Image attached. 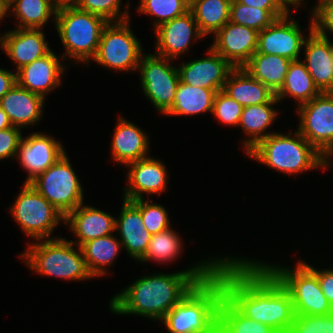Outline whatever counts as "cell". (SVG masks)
<instances>
[{"label":"cell","mask_w":333,"mask_h":333,"mask_svg":"<svg viewBox=\"0 0 333 333\" xmlns=\"http://www.w3.org/2000/svg\"><path fill=\"white\" fill-rule=\"evenodd\" d=\"M213 273L224 296L244 316L288 333L296 316L291 295L261 261L220 257Z\"/></svg>","instance_id":"cell-1"},{"label":"cell","mask_w":333,"mask_h":333,"mask_svg":"<svg viewBox=\"0 0 333 333\" xmlns=\"http://www.w3.org/2000/svg\"><path fill=\"white\" fill-rule=\"evenodd\" d=\"M218 261L206 259L184 271L142 276L114 295L109 308L117 315L132 314L160 322L198 282L213 273Z\"/></svg>","instance_id":"cell-2"},{"label":"cell","mask_w":333,"mask_h":333,"mask_svg":"<svg viewBox=\"0 0 333 333\" xmlns=\"http://www.w3.org/2000/svg\"><path fill=\"white\" fill-rule=\"evenodd\" d=\"M223 296L222 282L212 273L198 282L162 323L169 333H217L218 306Z\"/></svg>","instance_id":"cell-3"},{"label":"cell","mask_w":333,"mask_h":333,"mask_svg":"<svg viewBox=\"0 0 333 333\" xmlns=\"http://www.w3.org/2000/svg\"><path fill=\"white\" fill-rule=\"evenodd\" d=\"M246 154L255 161L288 175L322 168V154L298 130L287 135L272 133Z\"/></svg>","instance_id":"cell-4"},{"label":"cell","mask_w":333,"mask_h":333,"mask_svg":"<svg viewBox=\"0 0 333 333\" xmlns=\"http://www.w3.org/2000/svg\"><path fill=\"white\" fill-rule=\"evenodd\" d=\"M74 245L66 238L41 239L28 243L20 257L37 274L70 281L93 278L81 248L78 246L76 251Z\"/></svg>","instance_id":"cell-5"},{"label":"cell","mask_w":333,"mask_h":333,"mask_svg":"<svg viewBox=\"0 0 333 333\" xmlns=\"http://www.w3.org/2000/svg\"><path fill=\"white\" fill-rule=\"evenodd\" d=\"M54 20L65 48L60 59L70 57L76 62L89 64L96 55L102 32L109 22L77 6L58 8Z\"/></svg>","instance_id":"cell-6"},{"label":"cell","mask_w":333,"mask_h":333,"mask_svg":"<svg viewBox=\"0 0 333 333\" xmlns=\"http://www.w3.org/2000/svg\"><path fill=\"white\" fill-rule=\"evenodd\" d=\"M288 290L295 315H327L333 307L323 294L316 274L299 261L295 268L261 262Z\"/></svg>","instance_id":"cell-7"},{"label":"cell","mask_w":333,"mask_h":333,"mask_svg":"<svg viewBox=\"0 0 333 333\" xmlns=\"http://www.w3.org/2000/svg\"><path fill=\"white\" fill-rule=\"evenodd\" d=\"M65 153L30 184L64 217L84 203L83 188Z\"/></svg>","instance_id":"cell-8"},{"label":"cell","mask_w":333,"mask_h":333,"mask_svg":"<svg viewBox=\"0 0 333 333\" xmlns=\"http://www.w3.org/2000/svg\"><path fill=\"white\" fill-rule=\"evenodd\" d=\"M14 220L28 238L51 239V234L65 217L30 183H24L10 207Z\"/></svg>","instance_id":"cell-9"},{"label":"cell","mask_w":333,"mask_h":333,"mask_svg":"<svg viewBox=\"0 0 333 333\" xmlns=\"http://www.w3.org/2000/svg\"><path fill=\"white\" fill-rule=\"evenodd\" d=\"M130 20L109 22L104 28L96 55L92 59L107 69L137 71L142 45L130 28Z\"/></svg>","instance_id":"cell-10"},{"label":"cell","mask_w":333,"mask_h":333,"mask_svg":"<svg viewBox=\"0 0 333 333\" xmlns=\"http://www.w3.org/2000/svg\"><path fill=\"white\" fill-rule=\"evenodd\" d=\"M172 59L151 53L141 56L138 72H140L141 88L144 95L161 114H166L172 107L180 82L178 67L173 66Z\"/></svg>","instance_id":"cell-11"},{"label":"cell","mask_w":333,"mask_h":333,"mask_svg":"<svg viewBox=\"0 0 333 333\" xmlns=\"http://www.w3.org/2000/svg\"><path fill=\"white\" fill-rule=\"evenodd\" d=\"M299 133L320 153L333 145V94L321 92L297 108Z\"/></svg>","instance_id":"cell-12"},{"label":"cell","mask_w":333,"mask_h":333,"mask_svg":"<svg viewBox=\"0 0 333 333\" xmlns=\"http://www.w3.org/2000/svg\"><path fill=\"white\" fill-rule=\"evenodd\" d=\"M287 13L258 33L257 52L299 60L305 39L298 22ZM290 18V19H289Z\"/></svg>","instance_id":"cell-13"},{"label":"cell","mask_w":333,"mask_h":333,"mask_svg":"<svg viewBox=\"0 0 333 333\" xmlns=\"http://www.w3.org/2000/svg\"><path fill=\"white\" fill-rule=\"evenodd\" d=\"M65 151L60 141L44 133H31L23 137L16 158L28 173L24 183H30L55 164Z\"/></svg>","instance_id":"cell-14"},{"label":"cell","mask_w":333,"mask_h":333,"mask_svg":"<svg viewBox=\"0 0 333 333\" xmlns=\"http://www.w3.org/2000/svg\"><path fill=\"white\" fill-rule=\"evenodd\" d=\"M258 33L229 21L214 34L211 48L233 67H243L257 51Z\"/></svg>","instance_id":"cell-15"},{"label":"cell","mask_w":333,"mask_h":333,"mask_svg":"<svg viewBox=\"0 0 333 333\" xmlns=\"http://www.w3.org/2000/svg\"><path fill=\"white\" fill-rule=\"evenodd\" d=\"M155 35L156 55L172 60L188 51L192 40L204 37L190 10L160 24L155 28Z\"/></svg>","instance_id":"cell-16"},{"label":"cell","mask_w":333,"mask_h":333,"mask_svg":"<svg viewBox=\"0 0 333 333\" xmlns=\"http://www.w3.org/2000/svg\"><path fill=\"white\" fill-rule=\"evenodd\" d=\"M207 57L187 61L177 66L182 83L205 89L223 90L227 77L234 68L209 47Z\"/></svg>","instance_id":"cell-17"},{"label":"cell","mask_w":333,"mask_h":333,"mask_svg":"<svg viewBox=\"0 0 333 333\" xmlns=\"http://www.w3.org/2000/svg\"><path fill=\"white\" fill-rule=\"evenodd\" d=\"M128 185L124 189L126 200L143 199L145 193L159 194L166 190L168 183L167 167L151 156L126 165Z\"/></svg>","instance_id":"cell-18"},{"label":"cell","mask_w":333,"mask_h":333,"mask_svg":"<svg viewBox=\"0 0 333 333\" xmlns=\"http://www.w3.org/2000/svg\"><path fill=\"white\" fill-rule=\"evenodd\" d=\"M65 67L52 50L17 70L16 83L45 99L46 95L61 86Z\"/></svg>","instance_id":"cell-19"},{"label":"cell","mask_w":333,"mask_h":333,"mask_svg":"<svg viewBox=\"0 0 333 333\" xmlns=\"http://www.w3.org/2000/svg\"><path fill=\"white\" fill-rule=\"evenodd\" d=\"M41 29L15 28L0 36V47L16 64V71L47 55L51 48Z\"/></svg>","instance_id":"cell-20"},{"label":"cell","mask_w":333,"mask_h":333,"mask_svg":"<svg viewBox=\"0 0 333 333\" xmlns=\"http://www.w3.org/2000/svg\"><path fill=\"white\" fill-rule=\"evenodd\" d=\"M303 47L305 57L302 62L314 84L321 92H328L333 87V43L329 37L315 33L310 21L309 34Z\"/></svg>","instance_id":"cell-21"},{"label":"cell","mask_w":333,"mask_h":333,"mask_svg":"<svg viewBox=\"0 0 333 333\" xmlns=\"http://www.w3.org/2000/svg\"><path fill=\"white\" fill-rule=\"evenodd\" d=\"M65 225H68L70 232L77 237V241L71 240L77 246L83 243L108 236L115 231L116 218L109 213L93 206L82 203L65 217Z\"/></svg>","instance_id":"cell-22"},{"label":"cell","mask_w":333,"mask_h":333,"mask_svg":"<svg viewBox=\"0 0 333 333\" xmlns=\"http://www.w3.org/2000/svg\"><path fill=\"white\" fill-rule=\"evenodd\" d=\"M115 231H118L123 249L130 258L138 261L145 254L152 235L146 230L141 212L132 201L123 199Z\"/></svg>","instance_id":"cell-23"},{"label":"cell","mask_w":333,"mask_h":333,"mask_svg":"<svg viewBox=\"0 0 333 333\" xmlns=\"http://www.w3.org/2000/svg\"><path fill=\"white\" fill-rule=\"evenodd\" d=\"M117 122L111 141L113 160L126 167L149 157V138L145 131L121 116Z\"/></svg>","instance_id":"cell-24"},{"label":"cell","mask_w":333,"mask_h":333,"mask_svg":"<svg viewBox=\"0 0 333 333\" xmlns=\"http://www.w3.org/2000/svg\"><path fill=\"white\" fill-rule=\"evenodd\" d=\"M45 99L17 83L0 99V106L13 127L22 129L37 124L43 116Z\"/></svg>","instance_id":"cell-25"},{"label":"cell","mask_w":333,"mask_h":333,"mask_svg":"<svg viewBox=\"0 0 333 333\" xmlns=\"http://www.w3.org/2000/svg\"><path fill=\"white\" fill-rule=\"evenodd\" d=\"M223 91L243 107L268 103L275 96L273 91L243 67H234L231 70Z\"/></svg>","instance_id":"cell-26"},{"label":"cell","mask_w":333,"mask_h":333,"mask_svg":"<svg viewBox=\"0 0 333 333\" xmlns=\"http://www.w3.org/2000/svg\"><path fill=\"white\" fill-rule=\"evenodd\" d=\"M278 102L274 96L268 103L243 107L238 127L240 126L244 130V134H247L246 141L242 142L246 153L260 140L275 133L266 132V130L270 128V125L277 118L278 112L273 106L278 104Z\"/></svg>","instance_id":"cell-27"},{"label":"cell","mask_w":333,"mask_h":333,"mask_svg":"<svg viewBox=\"0 0 333 333\" xmlns=\"http://www.w3.org/2000/svg\"><path fill=\"white\" fill-rule=\"evenodd\" d=\"M291 62L292 60L283 56L256 51L243 68L276 94L284 84Z\"/></svg>","instance_id":"cell-28"},{"label":"cell","mask_w":333,"mask_h":333,"mask_svg":"<svg viewBox=\"0 0 333 333\" xmlns=\"http://www.w3.org/2000/svg\"><path fill=\"white\" fill-rule=\"evenodd\" d=\"M218 91L191 86L179 82L174 103L165 114L169 116H187L201 113H212L213 102Z\"/></svg>","instance_id":"cell-29"},{"label":"cell","mask_w":333,"mask_h":333,"mask_svg":"<svg viewBox=\"0 0 333 333\" xmlns=\"http://www.w3.org/2000/svg\"><path fill=\"white\" fill-rule=\"evenodd\" d=\"M320 93L321 91L314 84L305 64L299 59L290 63L284 84L275 97L279 102L288 96L294 98L299 107Z\"/></svg>","instance_id":"cell-30"},{"label":"cell","mask_w":333,"mask_h":333,"mask_svg":"<svg viewBox=\"0 0 333 333\" xmlns=\"http://www.w3.org/2000/svg\"><path fill=\"white\" fill-rule=\"evenodd\" d=\"M87 268L93 277L107 273L105 268L111 266L121 251L122 243L115 234L96 238L80 246Z\"/></svg>","instance_id":"cell-31"},{"label":"cell","mask_w":333,"mask_h":333,"mask_svg":"<svg viewBox=\"0 0 333 333\" xmlns=\"http://www.w3.org/2000/svg\"><path fill=\"white\" fill-rule=\"evenodd\" d=\"M199 31L207 36L215 34L230 21L232 0H189Z\"/></svg>","instance_id":"cell-32"},{"label":"cell","mask_w":333,"mask_h":333,"mask_svg":"<svg viewBox=\"0 0 333 333\" xmlns=\"http://www.w3.org/2000/svg\"><path fill=\"white\" fill-rule=\"evenodd\" d=\"M217 333H278L272 327L244 316L225 296L218 306Z\"/></svg>","instance_id":"cell-33"},{"label":"cell","mask_w":333,"mask_h":333,"mask_svg":"<svg viewBox=\"0 0 333 333\" xmlns=\"http://www.w3.org/2000/svg\"><path fill=\"white\" fill-rule=\"evenodd\" d=\"M10 10L19 19L16 28L42 29L51 17L55 18L57 8L52 0H14Z\"/></svg>","instance_id":"cell-34"},{"label":"cell","mask_w":333,"mask_h":333,"mask_svg":"<svg viewBox=\"0 0 333 333\" xmlns=\"http://www.w3.org/2000/svg\"><path fill=\"white\" fill-rule=\"evenodd\" d=\"M182 240L179 234L171 227L151 236V240L145 254L137 262L150 260L169 263L176 259L182 251Z\"/></svg>","instance_id":"cell-35"},{"label":"cell","mask_w":333,"mask_h":333,"mask_svg":"<svg viewBox=\"0 0 333 333\" xmlns=\"http://www.w3.org/2000/svg\"><path fill=\"white\" fill-rule=\"evenodd\" d=\"M286 14L283 9H259L243 5L237 0L231 1L230 21L258 32Z\"/></svg>","instance_id":"cell-36"},{"label":"cell","mask_w":333,"mask_h":333,"mask_svg":"<svg viewBox=\"0 0 333 333\" xmlns=\"http://www.w3.org/2000/svg\"><path fill=\"white\" fill-rule=\"evenodd\" d=\"M138 12L141 14H149L156 17L154 27L170 21L176 17L184 15L189 11V0H140Z\"/></svg>","instance_id":"cell-37"},{"label":"cell","mask_w":333,"mask_h":333,"mask_svg":"<svg viewBox=\"0 0 333 333\" xmlns=\"http://www.w3.org/2000/svg\"><path fill=\"white\" fill-rule=\"evenodd\" d=\"M139 208L146 230L151 234H157L170 228V220L168 212L164 206L160 204L150 203V200L143 199L132 200Z\"/></svg>","instance_id":"cell-38"},{"label":"cell","mask_w":333,"mask_h":333,"mask_svg":"<svg viewBox=\"0 0 333 333\" xmlns=\"http://www.w3.org/2000/svg\"><path fill=\"white\" fill-rule=\"evenodd\" d=\"M122 0H80L77 7L81 10L99 15L108 22H121L129 20V5L128 2L125 10L120 12Z\"/></svg>","instance_id":"cell-39"},{"label":"cell","mask_w":333,"mask_h":333,"mask_svg":"<svg viewBox=\"0 0 333 333\" xmlns=\"http://www.w3.org/2000/svg\"><path fill=\"white\" fill-rule=\"evenodd\" d=\"M243 106L223 90L216 93L212 114L225 125L237 126L240 122Z\"/></svg>","instance_id":"cell-40"},{"label":"cell","mask_w":333,"mask_h":333,"mask_svg":"<svg viewBox=\"0 0 333 333\" xmlns=\"http://www.w3.org/2000/svg\"><path fill=\"white\" fill-rule=\"evenodd\" d=\"M288 333H333V312L327 315H296Z\"/></svg>","instance_id":"cell-41"},{"label":"cell","mask_w":333,"mask_h":333,"mask_svg":"<svg viewBox=\"0 0 333 333\" xmlns=\"http://www.w3.org/2000/svg\"><path fill=\"white\" fill-rule=\"evenodd\" d=\"M315 4L311 10L312 30L328 38L327 31L333 33V0Z\"/></svg>","instance_id":"cell-42"},{"label":"cell","mask_w":333,"mask_h":333,"mask_svg":"<svg viewBox=\"0 0 333 333\" xmlns=\"http://www.w3.org/2000/svg\"><path fill=\"white\" fill-rule=\"evenodd\" d=\"M23 139L21 129L17 127H8L0 130V160L14 158L16 159L18 147Z\"/></svg>","instance_id":"cell-43"},{"label":"cell","mask_w":333,"mask_h":333,"mask_svg":"<svg viewBox=\"0 0 333 333\" xmlns=\"http://www.w3.org/2000/svg\"><path fill=\"white\" fill-rule=\"evenodd\" d=\"M304 263L316 274L323 294L333 307V269H315L310 264Z\"/></svg>","instance_id":"cell-44"},{"label":"cell","mask_w":333,"mask_h":333,"mask_svg":"<svg viewBox=\"0 0 333 333\" xmlns=\"http://www.w3.org/2000/svg\"><path fill=\"white\" fill-rule=\"evenodd\" d=\"M16 73L0 68V99L15 85Z\"/></svg>","instance_id":"cell-45"},{"label":"cell","mask_w":333,"mask_h":333,"mask_svg":"<svg viewBox=\"0 0 333 333\" xmlns=\"http://www.w3.org/2000/svg\"><path fill=\"white\" fill-rule=\"evenodd\" d=\"M239 3L259 9H282L275 0H237Z\"/></svg>","instance_id":"cell-46"},{"label":"cell","mask_w":333,"mask_h":333,"mask_svg":"<svg viewBox=\"0 0 333 333\" xmlns=\"http://www.w3.org/2000/svg\"><path fill=\"white\" fill-rule=\"evenodd\" d=\"M277 4L286 12L290 14V6L299 8L303 0H275Z\"/></svg>","instance_id":"cell-47"},{"label":"cell","mask_w":333,"mask_h":333,"mask_svg":"<svg viewBox=\"0 0 333 333\" xmlns=\"http://www.w3.org/2000/svg\"><path fill=\"white\" fill-rule=\"evenodd\" d=\"M333 156V145L325 151V153L322 155V168L327 170L329 166L333 163L330 161V157Z\"/></svg>","instance_id":"cell-48"},{"label":"cell","mask_w":333,"mask_h":333,"mask_svg":"<svg viewBox=\"0 0 333 333\" xmlns=\"http://www.w3.org/2000/svg\"><path fill=\"white\" fill-rule=\"evenodd\" d=\"M54 6L58 9L67 6H77L80 0H52Z\"/></svg>","instance_id":"cell-49"},{"label":"cell","mask_w":333,"mask_h":333,"mask_svg":"<svg viewBox=\"0 0 333 333\" xmlns=\"http://www.w3.org/2000/svg\"><path fill=\"white\" fill-rule=\"evenodd\" d=\"M8 127H12V124L8 118V115L3 111L0 106V130H4Z\"/></svg>","instance_id":"cell-50"},{"label":"cell","mask_w":333,"mask_h":333,"mask_svg":"<svg viewBox=\"0 0 333 333\" xmlns=\"http://www.w3.org/2000/svg\"><path fill=\"white\" fill-rule=\"evenodd\" d=\"M10 11V5H8L4 0H0V22L5 18L7 13Z\"/></svg>","instance_id":"cell-51"},{"label":"cell","mask_w":333,"mask_h":333,"mask_svg":"<svg viewBox=\"0 0 333 333\" xmlns=\"http://www.w3.org/2000/svg\"><path fill=\"white\" fill-rule=\"evenodd\" d=\"M8 5H10L14 0H4Z\"/></svg>","instance_id":"cell-52"},{"label":"cell","mask_w":333,"mask_h":333,"mask_svg":"<svg viewBox=\"0 0 333 333\" xmlns=\"http://www.w3.org/2000/svg\"><path fill=\"white\" fill-rule=\"evenodd\" d=\"M325 1H330V0H318V3L325 2Z\"/></svg>","instance_id":"cell-53"},{"label":"cell","mask_w":333,"mask_h":333,"mask_svg":"<svg viewBox=\"0 0 333 333\" xmlns=\"http://www.w3.org/2000/svg\"><path fill=\"white\" fill-rule=\"evenodd\" d=\"M328 92L333 94V87Z\"/></svg>","instance_id":"cell-54"}]
</instances>
